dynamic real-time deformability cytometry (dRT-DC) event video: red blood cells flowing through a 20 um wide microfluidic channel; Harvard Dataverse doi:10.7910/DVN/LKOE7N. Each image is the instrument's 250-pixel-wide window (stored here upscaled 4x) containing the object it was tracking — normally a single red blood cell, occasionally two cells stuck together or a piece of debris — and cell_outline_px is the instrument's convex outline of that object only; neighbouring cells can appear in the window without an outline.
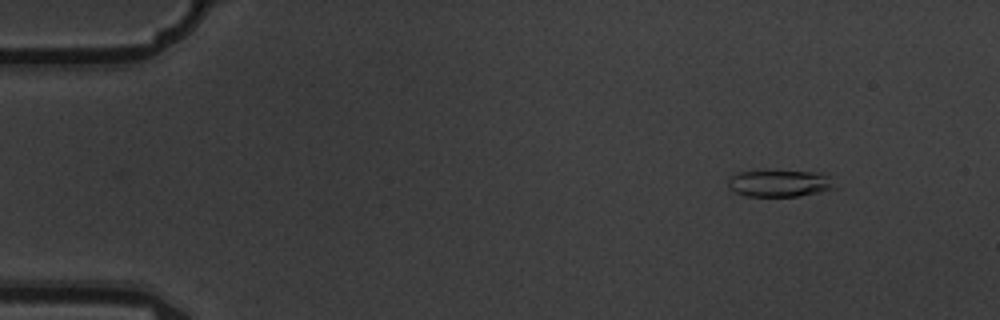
{"species": "common noctule bat (a hibernating species)", "species_latin": "Nyctalus noctula", "temperature_condition": "warm", "stored_images_in_passage": 4, "camera_frame_rate_fps": 3000, "um_per_image_px": 0.085, "animal": {"sex": "male", "body_mass_g": 19.5, "forearm_length_mm": 54.6}, "frame": {"image": 1, "passage_image": 1, "time_ms": 0.0, "image_size_px": [1000, 320], "cell_outline_px": [[836, 188], [800, 196], [748, 196], [736, 192], [728, 188], [728, 176], [736, 172], [824, 172], [832, 176]], "centroid_in_image_um": [66.3, 15.59], "position_along_channel_um": 18.7, "area_um2": 16.65}}